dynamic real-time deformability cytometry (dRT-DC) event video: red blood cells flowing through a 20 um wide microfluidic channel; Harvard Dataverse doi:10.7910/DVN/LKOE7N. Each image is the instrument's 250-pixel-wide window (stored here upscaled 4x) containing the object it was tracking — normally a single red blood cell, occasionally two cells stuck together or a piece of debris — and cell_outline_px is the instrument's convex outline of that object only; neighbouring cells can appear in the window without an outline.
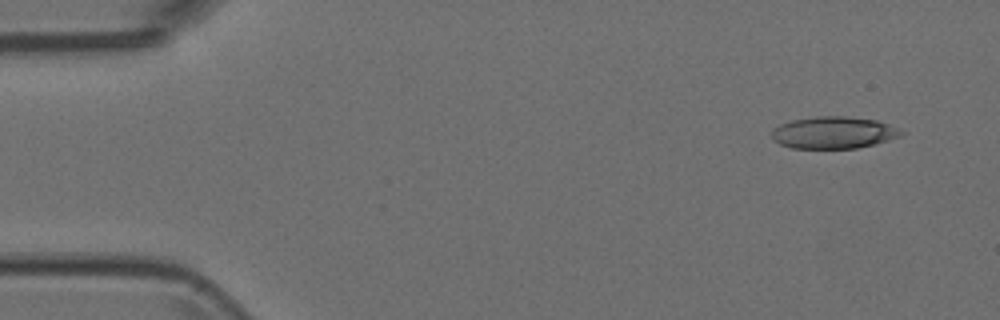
{"species": "Egyptian fruit bat (a non-hibernating species)", "species_latin": "Rousettus aegyptiacus", "temperature_condition": "room temperature", "stored_images_in_passage": 2, "camera_frame_rate_fps": 3000, "um_per_image_px": 0.085, "animal": {"sex": "female"}, "frame": {"image": 1, "passage_image": 2, "time_ms": 0.333, "image_size_px": [1000, 320], "cell_outline_px": [[904, 132], [900, 136], [888, 140], [856, 148], [792, 148], [780, 144], [772, 140], [772, 128], [780, 124], [792, 120], [816, 116], [848, 116], [876, 120], [888, 124]], "centroid_in_image_um": [70.81, 11.26], "position_along_channel_um": 14.2, "area_um2": 24.04}}